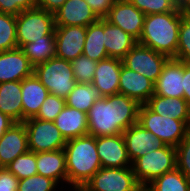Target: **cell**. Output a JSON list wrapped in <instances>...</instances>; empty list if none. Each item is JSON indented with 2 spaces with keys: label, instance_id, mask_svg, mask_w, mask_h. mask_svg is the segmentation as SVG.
I'll list each match as a JSON object with an SVG mask.
<instances>
[{
  "label": "cell",
  "instance_id": "cell-21",
  "mask_svg": "<svg viewBox=\"0 0 190 191\" xmlns=\"http://www.w3.org/2000/svg\"><path fill=\"white\" fill-rule=\"evenodd\" d=\"M23 122L34 118L49 94L46 87L40 82L35 74L24 78L21 81Z\"/></svg>",
  "mask_w": 190,
  "mask_h": 191
},
{
  "label": "cell",
  "instance_id": "cell-41",
  "mask_svg": "<svg viewBox=\"0 0 190 191\" xmlns=\"http://www.w3.org/2000/svg\"><path fill=\"white\" fill-rule=\"evenodd\" d=\"M99 19H105L115 0H85Z\"/></svg>",
  "mask_w": 190,
  "mask_h": 191
},
{
  "label": "cell",
  "instance_id": "cell-27",
  "mask_svg": "<svg viewBox=\"0 0 190 191\" xmlns=\"http://www.w3.org/2000/svg\"><path fill=\"white\" fill-rule=\"evenodd\" d=\"M83 55L96 62L108 58L104 45V19H99L87 27Z\"/></svg>",
  "mask_w": 190,
  "mask_h": 191
},
{
  "label": "cell",
  "instance_id": "cell-18",
  "mask_svg": "<svg viewBox=\"0 0 190 191\" xmlns=\"http://www.w3.org/2000/svg\"><path fill=\"white\" fill-rule=\"evenodd\" d=\"M27 151L29 147L25 125L23 122H15L0 137V167H6Z\"/></svg>",
  "mask_w": 190,
  "mask_h": 191
},
{
  "label": "cell",
  "instance_id": "cell-12",
  "mask_svg": "<svg viewBox=\"0 0 190 191\" xmlns=\"http://www.w3.org/2000/svg\"><path fill=\"white\" fill-rule=\"evenodd\" d=\"M87 27L55 26L56 57L72 61L83 55Z\"/></svg>",
  "mask_w": 190,
  "mask_h": 191
},
{
  "label": "cell",
  "instance_id": "cell-10",
  "mask_svg": "<svg viewBox=\"0 0 190 191\" xmlns=\"http://www.w3.org/2000/svg\"><path fill=\"white\" fill-rule=\"evenodd\" d=\"M168 59L167 56L137 43L125 55L122 63L125 67L144 75L155 83Z\"/></svg>",
  "mask_w": 190,
  "mask_h": 191
},
{
  "label": "cell",
  "instance_id": "cell-30",
  "mask_svg": "<svg viewBox=\"0 0 190 191\" xmlns=\"http://www.w3.org/2000/svg\"><path fill=\"white\" fill-rule=\"evenodd\" d=\"M146 191H190V180L175 168L150 182Z\"/></svg>",
  "mask_w": 190,
  "mask_h": 191
},
{
  "label": "cell",
  "instance_id": "cell-47",
  "mask_svg": "<svg viewBox=\"0 0 190 191\" xmlns=\"http://www.w3.org/2000/svg\"><path fill=\"white\" fill-rule=\"evenodd\" d=\"M133 191H146V187L139 184Z\"/></svg>",
  "mask_w": 190,
  "mask_h": 191
},
{
  "label": "cell",
  "instance_id": "cell-29",
  "mask_svg": "<svg viewBox=\"0 0 190 191\" xmlns=\"http://www.w3.org/2000/svg\"><path fill=\"white\" fill-rule=\"evenodd\" d=\"M35 67L56 56L55 35H46L41 39L20 48Z\"/></svg>",
  "mask_w": 190,
  "mask_h": 191
},
{
  "label": "cell",
  "instance_id": "cell-1",
  "mask_svg": "<svg viewBox=\"0 0 190 191\" xmlns=\"http://www.w3.org/2000/svg\"><path fill=\"white\" fill-rule=\"evenodd\" d=\"M140 104L123 94L98 99L87 112L88 134L101 137L122 134L138 123Z\"/></svg>",
  "mask_w": 190,
  "mask_h": 191
},
{
  "label": "cell",
  "instance_id": "cell-33",
  "mask_svg": "<svg viewBox=\"0 0 190 191\" xmlns=\"http://www.w3.org/2000/svg\"><path fill=\"white\" fill-rule=\"evenodd\" d=\"M74 79L77 83H91L94 78L97 62L84 55L71 61Z\"/></svg>",
  "mask_w": 190,
  "mask_h": 191
},
{
  "label": "cell",
  "instance_id": "cell-5",
  "mask_svg": "<svg viewBox=\"0 0 190 191\" xmlns=\"http://www.w3.org/2000/svg\"><path fill=\"white\" fill-rule=\"evenodd\" d=\"M138 123L151 131L164 144L176 147L190 131V121H182L151 111L141 104L138 111Z\"/></svg>",
  "mask_w": 190,
  "mask_h": 191
},
{
  "label": "cell",
  "instance_id": "cell-19",
  "mask_svg": "<svg viewBox=\"0 0 190 191\" xmlns=\"http://www.w3.org/2000/svg\"><path fill=\"white\" fill-rule=\"evenodd\" d=\"M119 94L135 99L140 105L145 104L154 94V83L144 75L130 70L122 64Z\"/></svg>",
  "mask_w": 190,
  "mask_h": 191
},
{
  "label": "cell",
  "instance_id": "cell-38",
  "mask_svg": "<svg viewBox=\"0 0 190 191\" xmlns=\"http://www.w3.org/2000/svg\"><path fill=\"white\" fill-rule=\"evenodd\" d=\"M175 149L176 168L190 180V131Z\"/></svg>",
  "mask_w": 190,
  "mask_h": 191
},
{
  "label": "cell",
  "instance_id": "cell-32",
  "mask_svg": "<svg viewBox=\"0 0 190 191\" xmlns=\"http://www.w3.org/2000/svg\"><path fill=\"white\" fill-rule=\"evenodd\" d=\"M6 168L19 180L34 176L37 174L36 153L27 151L16 157Z\"/></svg>",
  "mask_w": 190,
  "mask_h": 191
},
{
  "label": "cell",
  "instance_id": "cell-9",
  "mask_svg": "<svg viewBox=\"0 0 190 191\" xmlns=\"http://www.w3.org/2000/svg\"><path fill=\"white\" fill-rule=\"evenodd\" d=\"M138 185L132 167H102L80 191H133Z\"/></svg>",
  "mask_w": 190,
  "mask_h": 191
},
{
  "label": "cell",
  "instance_id": "cell-4",
  "mask_svg": "<svg viewBox=\"0 0 190 191\" xmlns=\"http://www.w3.org/2000/svg\"><path fill=\"white\" fill-rule=\"evenodd\" d=\"M34 74L49 91V94L66 98L74 89L76 80L72 70L71 61L58 57L38 64L34 67Z\"/></svg>",
  "mask_w": 190,
  "mask_h": 191
},
{
  "label": "cell",
  "instance_id": "cell-36",
  "mask_svg": "<svg viewBox=\"0 0 190 191\" xmlns=\"http://www.w3.org/2000/svg\"><path fill=\"white\" fill-rule=\"evenodd\" d=\"M57 182L49 177L35 174L19 180L17 191H54Z\"/></svg>",
  "mask_w": 190,
  "mask_h": 191
},
{
  "label": "cell",
  "instance_id": "cell-16",
  "mask_svg": "<svg viewBox=\"0 0 190 191\" xmlns=\"http://www.w3.org/2000/svg\"><path fill=\"white\" fill-rule=\"evenodd\" d=\"M34 74V66L20 48L0 52V83L22 81Z\"/></svg>",
  "mask_w": 190,
  "mask_h": 191
},
{
  "label": "cell",
  "instance_id": "cell-11",
  "mask_svg": "<svg viewBox=\"0 0 190 191\" xmlns=\"http://www.w3.org/2000/svg\"><path fill=\"white\" fill-rule=\"evenodd\" d=\"M105 19L138 41L142 34L145 14L129 0H115Z\"/></svg>",
  "mask_w": 190,
  "mask_h": 191
},
{
  "label": "cell",
  "instance_id": "cell-17",
  "mask_svg": "<svg viewBox=\"0 0 190 191\" xmlns=\"http://www.w3.org/2000/svg\"><path fill=\"white\" fill-rule=\"evenodd\" d=\"M55 26L88 27L99 20L85 0H67L54 13Z\"/></svg>",
  "mask_w": 190,
  "mask_h": 191
},
{
  "label": "cell",
  "instance_id": "cell-40",
  "mask_svg": "<svg viewBox=\"0 0 190 191\" xmlns=\"http://www.w3.org/2000/svg\"><path fill=\"white\" fill-rule=\"evenodd\" d=\"M19 179L6 167H0V191H17Z\"/></svg>",
  "mask_w": 190,
  "mask_h": 191
},
{
  "label": "cell",
  "instance_id": "cell-42",
  "mask_svg": "<svg viewBox=\"0 0 190 191\" xmlns=\"http://www.w3.org/2000/svg\"><path fill=\"white\" fill-rule=\"evenodd\" d=\"M36 7L54 14L67 0H34Z\"/></svg>",
  "mask_w": 190,
  "mask_h": 191
},
{
  "label": "cell",
  "instance_id": "cell-6",
  "mask_svg": "<svg viewBox=\"0 0 190 191\" xmlns=\"http://www.w3.org/2000/svg\"><path fill=\"white\" fill-rule=\"evenodd\" d=\"M176 168V149L171 145L148 152L132 163L137 182L146 187L157 177Z\"/></svg>",
  "mask_w": 190,
  "mask_h": 191
},
{
  "label": "cell",
  "instance_id": "cell-26",
  "mask_svg": "<svg viewBox=\"0 0 190 191\" xmlns=\"http://www.w3.org/2000/svg\"><path fill=\"white\" fill-rule=\"evenodd\" d=\"M0 111L14 122H23L21 81L0 83Z\"/></svg>",
  "mask_w": 190,
  "mask_h": 191
},
{
  "label": "cell",
  "instance_id": "cell-7",
  "mask_svg": "<svg viewBox=\"0 0 190 191\" xmlns=\"http://www.w3.org/2000/svg\"><path fill=\"white\" fill-rule=\"evenodd\" d=\"M46 35H55L54 14L40 8L22 11L16 16V37L18 48L41 39Z\"/></svg>",
  "mask_w": 190,
  "mask_h": 191
},
{
  "label": "cell",
  "instance_id": "cell-8",
  "mask_svg": "<svg viewBox=\"0 0 190 191\" xmlns=\"http://www.w3.org/2000/svg\"><path fill=\"white\" fill-rule=\"evenodd\" d=\"M29 151L35 153L64 149L66 140L53 121L29 118L24 122Z\"/></svg>",
  "mask_w": 190,
  "mask_h": 191
},
{
  "label": "cell",
  "instance_id": "cell-24",
  "mask_svg": "<svg viewBox=\"0 0 190 191\" xmlns=\"http://www.w3.org/2000/svg\"><path fill=\"white\" fill-rule=\"evenodd\" d=\"M37 174L49 177L59 183L68 182L64 149L36 153Z\"/></svg>",
  "mask_w": 190,
  "mask_h": 191
},
{
  "label": "cell",
  "instance_id": "cell-37",
  "mask_svg": "<svg viewBox=\"0 0 190 191\" xmlns=\"http://www.w3.org/2000/svg\"><path fill=\"white\" fill-rule=\"evenodd\" d=\"M174 59L190 62V21L181 19L178 35V45Z\"/></svg>",
  "mask_w": 190,
  "mask_h": 191
},
{
  "label": "cell",
  "instance_id": "cell-35",
  "mask_svg": "<svg viewBox=\"0 0 190 191\" xmlns=\"http://www.w3.org/2000/svg\"><path fill=\"white\" fill-rule=\"evenodd\" d=\"M65 106L66 103L64 98L48 94L45 101L40 106L38 114L34 118L54 122Z\"/></svg>",
  "mask_w": 190,
  "mask_h": 191
},
{
  "label": "cell",
  "instance_id": "cell-2",
  "mask_svg": "<svg viewBox=\"0 0 190 191\" xmlns=\"http://www.w3.org/2000/svg\"><path fill=\"white\" fill-rule=\"evenodd\" d=\"M182 7L162 14L145 15L142 34L137 43L149 47L168 58H175Z\"/></svg>",
  "mask_w": 190,
  "mask_h": 191
},
{
  "label": "cell",
  "instance_id": "cell-43",
  "mask_svg": "<svg viewBox=\"0 0 190 191\" xmlns=\"http://www.w3.org/2000/svg\"><path fill=\"white\" fill-rule=\"evenodd\" d=\"M184 99L190 107V62H183Z\"/></svg>",
  "mask_w": 190,
  "mask_h": 191
},
{
  "label": "cell",
  "instance_id": "cell-45",
  "mask_svg": "<svg viewBox=\"0 0 190 191\" xmlns=\"http://www.w3.org/2000/svg\"><path fill=\"white\" fill-rule=\"evenodd\" d=\"M184 17L190 21V3L182 7Z\"/></svg>",
  "mask_w": 190,
  "mask_h": 191
},
{
  "label": "cell",
  "instance_id": "cell-14",
  "mask_svg": "<svg viewBox=\"0 0 190 191\" xmlns=\"http://www.w3.org/2000/svg\"><path fill=\"white\" fill-rule=\"evenodd\" d=\"M154 94L161 97L184 98L183 61L169 58L154 83Z\"/></svg>",
  "mask_w": 190,
  "mask_h": 191
},
{
  "label": "cell",
  "instance_id": "cell-31",
  "mask_svg": "<svg viewBox=\"0 0 190 191\" xmlns=\"http://www.w3.org/2000/svg\"><path fill=\"white\" fill-rule=\"evenodd\" d=\"M16 48V16L0 12V52Z\"/></svg>",
  "mask_w": 190,
  "mask_h": 191
},
{
  "label": "cell",
  "instance_id": "cell-3",
  "mask_svg": "<svg viewBox=\"0 0 190 191\" xmlns=\"http://www.w3.org/2000/svg\"><path fill=\"white\" fill-rule=\"evenodd\" d=\"M64 152L68 184L70 183L75 191L81 190L102 168L96 148V137L88 134L67 140Z\"/></svg>",
  "mask_w": 190,
  "mask_h": 191
},
{
  "label": "cell",
  "instance_id": "cell-15",
  "mask_svg": "<svg viewBox=\"0 0 190 191\" xmlns=\"http://www.w3.org/2000/svg\"><path fill=\"white\" fill-rule=\"evenodd\" d=\"M128 157L133 163L137 158L162 148L165 144L139 123L131 125L123 133Z\"/></svg>",
  "mask_w": 190,
  "mask_h": 191
},
{
  "label": "cell",
  "instance_id": "cell-34",
  "mask_svg": "<svg viewBox=\"0 0 190 191\" xmlns=\"http://www.w3.org/2000/svg\"><path fill=\"white\" fill-rule=\"evenodd\" d=\"M145 15L175 11L179 6L176 0H129Z\"/></svg>",
  "mask_w": 190,
  "mask_h": 191
},
{
  "label": "cell",
  "instance_id": "cell-39",
  "mask_svg": "<svg viewBox=\"0 0 190 191\" xmlns=\"http://www.w3.org/2000/svg\"><path fill=\"white\" fill-rule=\"evenodd\" d=\"M36 8L34 0H0V12L17 16L22 11Z\"/></svg>",
  "mask_w": 190,
  "mask_h": 191
},
{
  "label": "cell",
  "instance_id": "cell-13",
  "mask_svg": "<svg viewBox=\"0 0 190 191\" xmlns=\"http://www.w3.org/2000/svg\"><path fill=\"white\" fill-rule=\"evenodd\" d=\"M96 148L102 167H132L123 134L96 137Z\"/></svg>",
  "mask_w": 190,
  "mask_h": 191
},
{
  "label": "cell",
  "instance_id": "cell-46",
  "mask_svg": "<svg viewBox=\"0 0 190 191\" xmlns=\"http://www.w3.org/2000/svg\"><path fill=\"white\" fill-rule=\"evenodd\" d=\"M176 3L179 7H183L186 4L190 3V0H176Z\"/></svg>",
  "mask_w": 190,
  "mask_h": 191
},
{
  "label": "cell",
  "instance_id": "cell-22",
  "mask_svg": "<svg viewBox=\"0 0 190 191\" xmlns=\"http://www.w3.org/2000/svg\"><path fill=\"white\" fill-rule=\"evenodd\" d=\"M65 140L88 135L87 113L65 106L54 120Z\"/></svg>",
  "mask_w": 190,
  "mask_h": 191
},
{
  "label": "cell",
  "instance_id": "cell-28",
  "mask_svg": "<svg viewBox=\"0 0 190 191\" xmlns=\"http://www.w3.org/2000/svg\"><path fill=\"white\" fill-rule=\"evenodd\" d=\"M102 96L92 83H76L74 89L65 98L67 106L87 113Z\"/></svg>",
  "mask_w": 190,
  "mask_h": 191
},
{
  "label": "cell",
  "instance_id": "cell-25",
  "mask_svg": "<svg viewBox=\"0 0 190 191\" xmlns=\"http://www.w3.org/2000/svg\"><path fill=\"white\" fill-rule=\"evenodd\" d=\"M145 105L158 115L190 121V107L184 98L161 97L153 94Z\"/></svg>",
  "mask_w": 190,
  "mask_h": 191
},
{
  "label": "cell",
  "instance_id": "cell-20",
  "mask_svg": "<svg viewBox=\"0 0 190 191\" xmlns=\"http://www.w3.org/2000/svg\"><path fill=\"white\" fill-rule=\"evenodd\" d=\"M122 64V60L111 57L97 62L94 78L91 83L102 97L119 93V77Z\"/></svg>",
  "mask_w": 190,
  "mask_h": 191
},
{
  "label": "cell",
  "instance_id": "cell-44",
  "mask_svg": "<svg viewBox=\"0 0 190 191\" xmlns=\"http://www.w3.org/2000/svg\"><path fill=\"white\" fill-rule=\"evenodd\" d=\"M15 123L7 115L0 111V137Z\"/></svg>",
  "mask_w": 190,
  "mask_h": 191
},
{
  "label": "cell",
  "instance_id": "cell-23",
  "mask_svg": "<svg viewBox=\"0 0 190 191\" xmlns=\"http://www.w3.org/2000/svg\"><path fill=\"white\" fill-rule=\"evenodd\" d=\"M136 44L134 37L104 19V45L108 57L122 60Z\"/></svg>",
  "mask_w": 190,
  "mask_h": 191
}]
</instances>
